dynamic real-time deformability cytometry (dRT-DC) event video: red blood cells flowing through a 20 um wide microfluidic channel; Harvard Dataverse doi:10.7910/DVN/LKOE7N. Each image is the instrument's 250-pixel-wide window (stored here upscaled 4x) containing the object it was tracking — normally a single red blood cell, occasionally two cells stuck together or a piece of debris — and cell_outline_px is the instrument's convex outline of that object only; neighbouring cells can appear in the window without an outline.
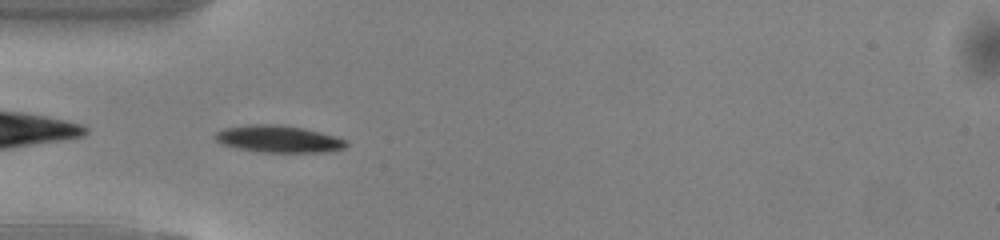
{"species": "common noctule bat (a hibernating species)", "species_latin": "Nyctalus noctula", "temperature_condition": "warm", "stored_images_in_passage": 36, "camera_frame_rate_fps": 3000, "um_per_image_px": 0.085, "animal": {"sex": "male", "body_mass_g": 13.0, "forearm_length_mm": 53.1}, "frame": {"image": 1, "passage_image": 1, "time_ms": 0.0, "image_size_px": [1000, 240], "cell_outline_px": [[348, 144], [344, 148], [320, 152], [260, 152], [236, 148], [220, 144], [212, 136], [216, 132], [224, 128], [248, 124], [280, 124], [304, 128], [336, 136], [348, 140]], "centroid_in_image_um": [23.64, 11.8], "position_along_channel_um": 61.4, "area_um2": 20.87}}
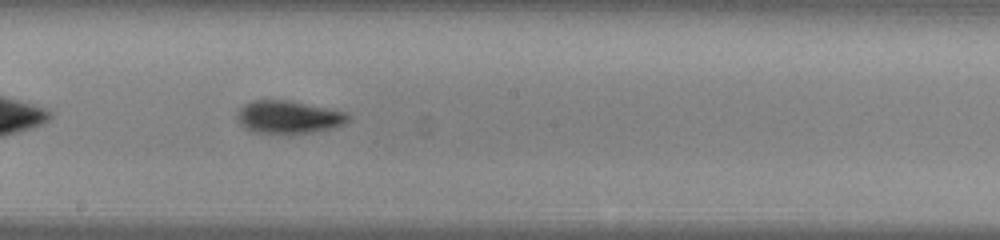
{"frame": {"image": 2, "passage_image": 13, "time_ms": 4.0, "image_size_px": [1000, 240], "cell_outline_px": [[352, 116], [344, 124], [332, 128], [312, 132], [256, 132], [244, 128], [240, 120], [240, 108], [244, 104], [252, 100], [292, 100], [348, 112]], "centroid_in_image_um": [24.61, 9.92], "position_along_channel_um": 223.6, "area_um2": 20.87}}
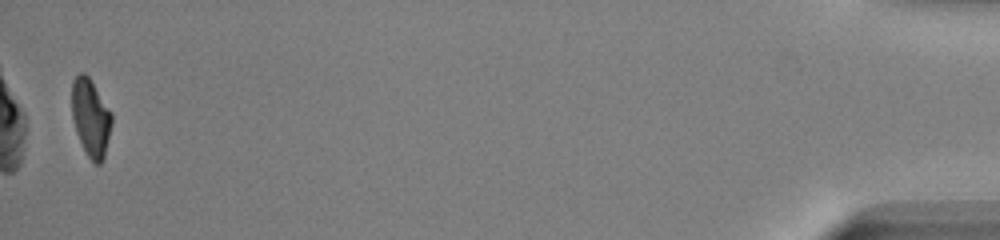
{"frame": {"image": 3, "passage_image": 35, "time_ms": 11.333, "image_size_px": [1000, 240], "cell_outline_px": [[112, 124], [104, 160], [100, 164], [96, 164], [88, 156], [76, 132], [72, 116], [72, 80], [80, 72], [84, 72], [88, 76], [112, 112]], "centroid_in_image_um": [7.72, 10.0], "position_along_channel_um": 427.5, "area_um2": 18.03}, "authors_computed_cell_mechanics": {"area_um2": 19.5364, "velocity_mm_per_s": 4.1119, "shape_relaxation_time_tau1_ms": 2.073, "shape_relaxation_time_tau2_ms": 3.2115, "deformation_change_tau1": 0.1615, "deformation_change_tau2": 0.0683}}